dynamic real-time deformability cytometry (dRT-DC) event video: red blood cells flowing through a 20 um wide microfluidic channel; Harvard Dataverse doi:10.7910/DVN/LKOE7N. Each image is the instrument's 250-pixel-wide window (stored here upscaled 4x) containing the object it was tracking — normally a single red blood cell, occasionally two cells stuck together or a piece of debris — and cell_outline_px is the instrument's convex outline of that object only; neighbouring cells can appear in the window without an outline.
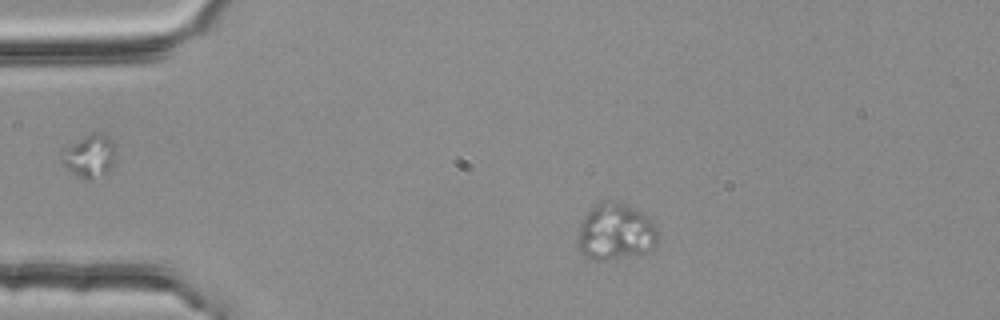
{"species": "common noctule bat (a hibernating species)", "species_latin": "Nyctalus noctula", "temperature_condition": "room temperature", "stored_images_in_passage": 2, "camera_frame_rate_fps": 3000, "um_per_image_px": 0.085, "animal": {"sex": "female", "body_mass_g": 25.1}, "frame": {"image": 1, "passage_image": 1, "time_ms": 0.0, "image_size_px": [1000, 320], "cell_outline_px": [[656, 244], [648, 252], [640, 256], [604, 260], [596, 260], [584, 256], [580, 252], [576, 244], [576, 240], [580, 224], [584, 216], [600, 200], [620, 200], [644, 212], [656, 224]], "centroid_in_image_um": [52.32, 19.7], "position_along_channel_um": 32.7, "area_um2": 27.4}}